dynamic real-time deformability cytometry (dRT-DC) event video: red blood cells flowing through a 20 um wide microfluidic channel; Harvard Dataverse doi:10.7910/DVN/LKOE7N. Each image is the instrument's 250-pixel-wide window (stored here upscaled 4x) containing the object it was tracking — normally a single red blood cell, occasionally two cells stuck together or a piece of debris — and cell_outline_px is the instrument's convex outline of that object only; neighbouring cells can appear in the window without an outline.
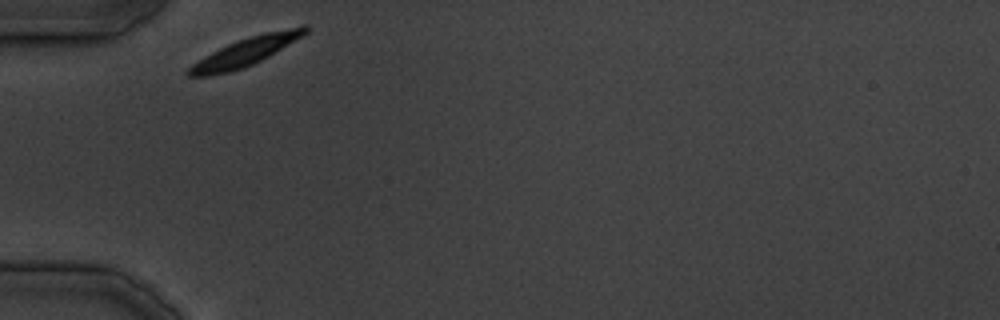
{"species": "common noctule bat (a hibernating species)", "species_latin": "Nyctalus noctula", "temperature_condition": "cold", "stored_images_in_passage": 21, "camera_frame_rate_fps": 3000, "um_per_image_px": 0.085, "animal": {"sex": "male", "body_mass_g": 19.5, "forearm_length_mm": 54.6}, "frame": {"image": 1, "passage_image": 1, "time_ms": 0.0, "image_size_px": [1000, 320], "cell_outline_px": [[308, 32], [268, 56], [244, 68], [228, 72], [208, 76], [188, 76], [184, 72], [192, 64], [212, 52], [228, 44], [264, 32], [304, 24], [308, 24]], "centroid_in_image_um": [20.87, 4.39], "position_along_channel_um": 64.1, "area_um2": 18.84}}